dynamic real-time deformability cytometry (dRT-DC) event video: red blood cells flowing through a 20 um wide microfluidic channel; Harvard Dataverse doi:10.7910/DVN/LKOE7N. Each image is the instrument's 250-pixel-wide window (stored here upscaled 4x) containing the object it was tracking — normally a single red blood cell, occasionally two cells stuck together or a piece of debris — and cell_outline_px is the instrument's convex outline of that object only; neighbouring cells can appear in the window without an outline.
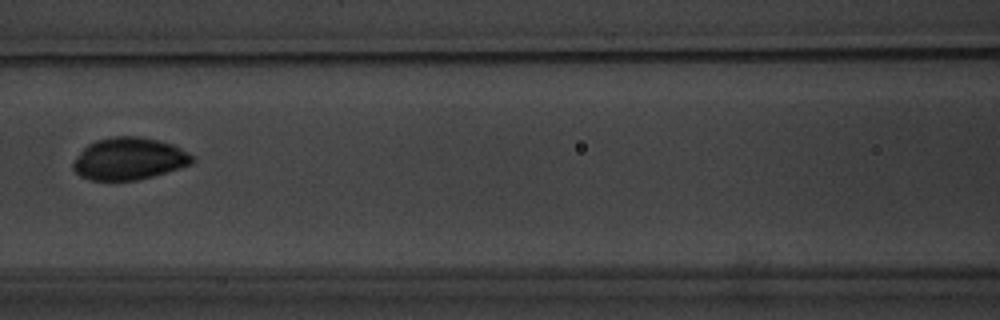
{"species": "common noctule bat (a hibernating species)", "species_latin": "Nyctalus noctula", "temperature_condition": "warm", "stored_images_in_passage": 4, "camera_frame_rate_fps": 3000, "um_per_image_px": 0.085, "animal": {"sex": "male", "body_mass_g": 20.1, "forearm_length_mm": 53.5}, "frame": {"image": 1, "passage_image": 4, "time_ms": 5.333, "image_size_px": [1000, 320], "cell_outline_px": [[196, 160], [192, 164], [180, 168], [152, 176], [136, 180], [92, 180], [80, 176], [72, 168], [72, 164], [76, 156], [88, 144], [96, 140], [112, 136], [140, 136], [160, 140], [172, 144], [196, 156]], "centroid_in_image_um": [10.99, 13.48], "position_along_channel_um": 155.6, "area_um2": 29.48}}